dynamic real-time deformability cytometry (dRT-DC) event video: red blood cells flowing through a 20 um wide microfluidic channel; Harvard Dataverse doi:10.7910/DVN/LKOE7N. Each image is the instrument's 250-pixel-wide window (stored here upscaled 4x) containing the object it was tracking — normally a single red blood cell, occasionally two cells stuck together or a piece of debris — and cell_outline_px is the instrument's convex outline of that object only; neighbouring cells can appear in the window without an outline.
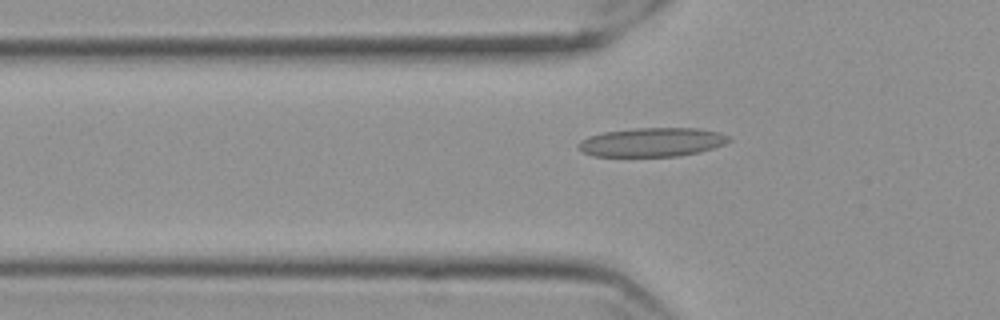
{"species": "Egyptian fruit bat (a non-hibernating species)", "species_latin": "Rousettus aegyptiacus", "temperature_condition": "cold", "stored_images_in_passage": 56, "camera_frame_rate_fps": 3000, "um_per_image_px": 0.085, "frame": {"image": 1, "passage_image": 19, "time_ms": 6.0, "image_size_px": [1000, 320], "cell_outline_px": [[732, 140], [724, 144], [700, 152], [680, 156], [592, 156], [584, 152], [576, 144], [580, 140], [588, 136], [604, 132], [632, 128], [700, 128], [720, 132], [728, 136]], "centroid_in_image_um": [55.43, 12.08], "position_along_channel_um": 70.4, "area_um2": 25.49}}
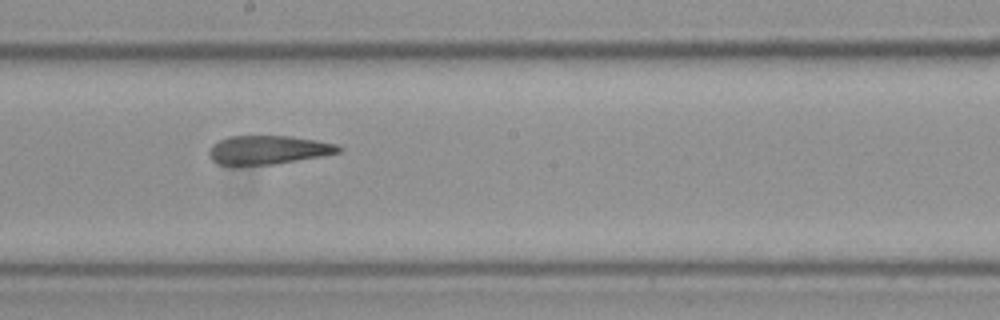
{"frame": {"image": 2, "passage_image": 32, "time_ms": 10.333, "image_size_px": [1000, 320], "cell_outline_px": [[344, 148], [340, 152], [324, 156], [272, 164], [216, 164], [208, 156], [208, 148], [212, 144], [228, 136], [288, 136], [316, 140], [336, 144]], "centroid_in_image_um": [22.79, 12.73], "position_along_channel_um": 225.4, "area_um2": 21.62}}
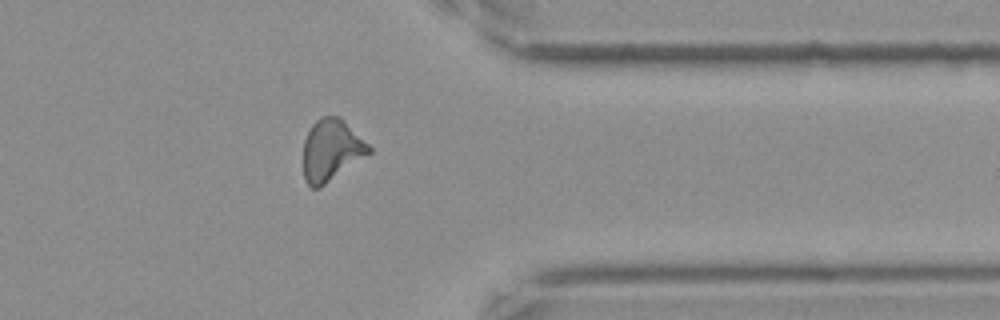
{"frame": {"image": 3, "passage_image": 46, "time_ms": 15.0, "image_size_px": [1000, 320], "cell_outline_px": [[372, 152], [320, 188], [312, 188], [304, 180], [304, 140], [312, 124], [320, 116], [340, 116], [372, 148]], "centroid_in_image_um": [28.16, 12.76], "position_along_channel_um": 383.2, "area_um2": 23.52}}